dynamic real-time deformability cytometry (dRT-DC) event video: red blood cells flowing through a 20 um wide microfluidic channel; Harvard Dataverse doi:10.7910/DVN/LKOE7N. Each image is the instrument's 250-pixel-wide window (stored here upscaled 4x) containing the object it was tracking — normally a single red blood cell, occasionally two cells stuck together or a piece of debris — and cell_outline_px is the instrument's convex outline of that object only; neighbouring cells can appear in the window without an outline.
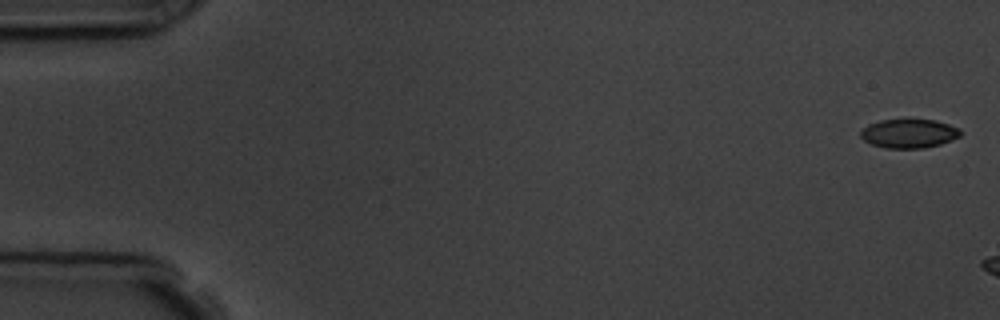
{"species": "common noctule bat (a hibernating species)", "species_latin": "Nyctalus noctula", "temperature_condition": "room temperature", "stored_images_in_passage": 3, "camera_frame_rate_fps": 3000, "um_per_image_px": 0.085, "animal": {"sex": "male", "body_mass_g": 19.5, "forearm_length_mm": 54.6}, "frame": {"image": 1, "passage_image": 1, "time_ms": 0.0, "image_size_px": [1000, 320], "cell_outline_px": [[960, 136], [940, 144], [924, 148], [884, 148], [872, 144], [864, 140], [860, 136], [860, 132], [868, 124], [880, 120], [908, 116], [936, 120], [960, 128]], "centroid_in_image_um": [77.24, 11.29], "position_along_channel_um": 7.8, "area_um2": 17.51}}